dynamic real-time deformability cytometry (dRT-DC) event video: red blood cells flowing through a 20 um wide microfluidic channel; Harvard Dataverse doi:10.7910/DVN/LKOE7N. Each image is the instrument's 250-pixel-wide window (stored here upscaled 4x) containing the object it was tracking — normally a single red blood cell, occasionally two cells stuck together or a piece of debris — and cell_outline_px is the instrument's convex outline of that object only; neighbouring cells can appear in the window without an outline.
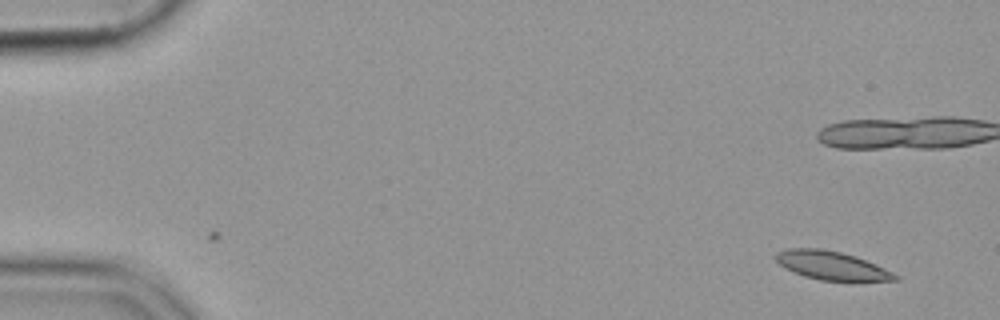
{"species": "common noctule bat (a hibernating species)", "species_latin": "Nyctalus noctula", "temperature_condition": "cold", "stored_images_in_passage": 22, "camera_frame_rate_fps": 3000, "um_per_image_px": 0.085, "animal": {"sex": "female", "body_mass_g": 19.9}, "frame": {"image": 1, "passage_image": 1, "time_ms": 0.0, "image_size_px": [1000, 320], "cell_outline_px": [[900, 280], [820, 280], [804, 276], [792, 272], [784, 268], [776, 260], [776, 252], [788, 248], [820, 248], [840, 252], [856, 256], [876, 264], [900, 276]], "centroid_in_image_um": [70.67, 22.56], "position_along_channel_um": 14.3, "area_um2": 19.71}}